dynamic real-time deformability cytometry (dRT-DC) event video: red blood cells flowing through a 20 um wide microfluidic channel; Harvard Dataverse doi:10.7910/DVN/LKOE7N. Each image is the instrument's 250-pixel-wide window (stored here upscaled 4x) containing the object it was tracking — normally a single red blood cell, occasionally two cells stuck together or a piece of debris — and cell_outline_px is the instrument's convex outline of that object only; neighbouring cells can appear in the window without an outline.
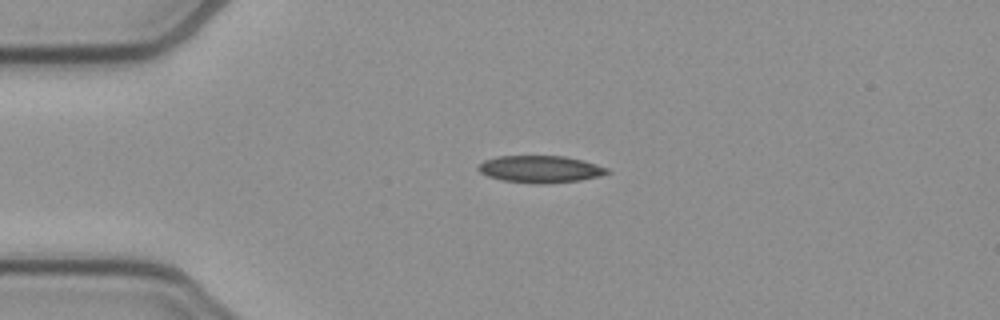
{"species": "common noctule bat (a hibernating species)", "species_latin": "Nyctalus noctula", "temperature_condition": "cold", "stored_images_in_passage": 41, "camera_frame_rate_fps": 3000, "um_per_image_px": 0.085, "animal": {"sex": "female", "body_mass_g": 21.9}, "frame": {"image": 1, "passage_image": 1, "time_ms": 0.0, "image_size_px": [1000, 320], "cell_outline_px": [[612, 172], [600, 176], [580, 180], [544, 184], [536, 184], [504, 180], [488, 176], [480, 172], [476, 168], [484, 160], [496, 156], [564, 156], [584, 160], [608, 168]], "centroid_in_image_um": [45.95, 14.37], "position_along_channel_um": 39.1, "area_um2": 20.4}}
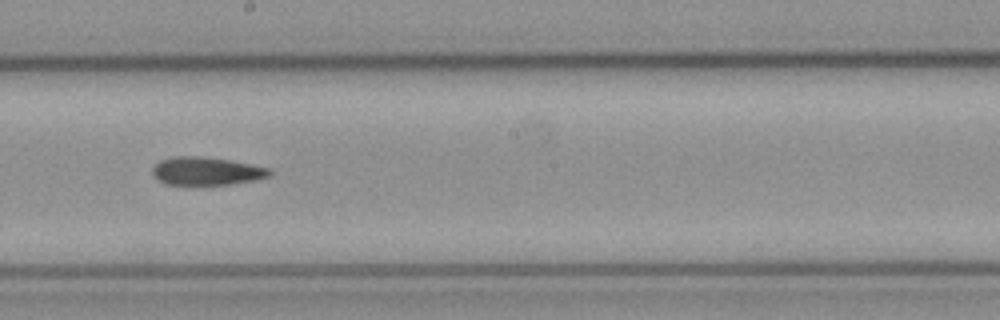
{"frame": {"image": 2, "passage_image": 18, "time_ms": 5.667, "image_size_px": [1000, 320], "cell_outline_px": [[272, 176], [256, 180], [228, 184], [164, 184], [156, 180], [152, 172], [152, 168], [160, 160], [172, 156], [200, 156], [228, 160], [252, 164], [272, 168]], "centroid_in_image_um": [17.57, 14.54], "position_along_channel_um": 230.6, "area_um2": 19.31}}
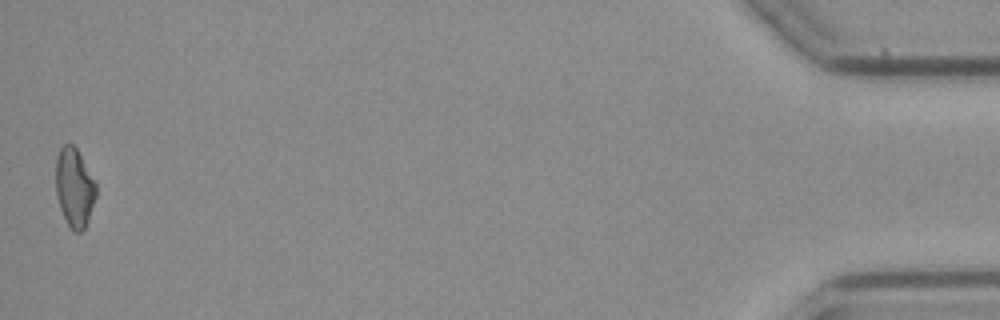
{"frame": {"image": 3, "passage_image": 41, "time_ms": 13.333, "image_size_px": [1000, 320], "cell_outline_px": [[96, 196], [88, 220], [84, 228], [80, 232], [72, 232], [60, 208], [56, 196], [56, 156], [60, 148], [64, 144], [72, 144], [76, 148], [96, 180]], "centroid_in_image_um": [6.33, 15.93], "position_along_channel_um": 428.9, "area_um2": 18.61}, "authors_computed_cell_mechanics": {"area_um2": 19.4208, "velocity_mm_per_s": 3.8876, "shape_relaxation_time_tau1_ms": null, "shape_relaxation_time_tau2_ms": 11.3269, "deformation_change_tau1": null, "deformation_change_tau2": 0.2511}}